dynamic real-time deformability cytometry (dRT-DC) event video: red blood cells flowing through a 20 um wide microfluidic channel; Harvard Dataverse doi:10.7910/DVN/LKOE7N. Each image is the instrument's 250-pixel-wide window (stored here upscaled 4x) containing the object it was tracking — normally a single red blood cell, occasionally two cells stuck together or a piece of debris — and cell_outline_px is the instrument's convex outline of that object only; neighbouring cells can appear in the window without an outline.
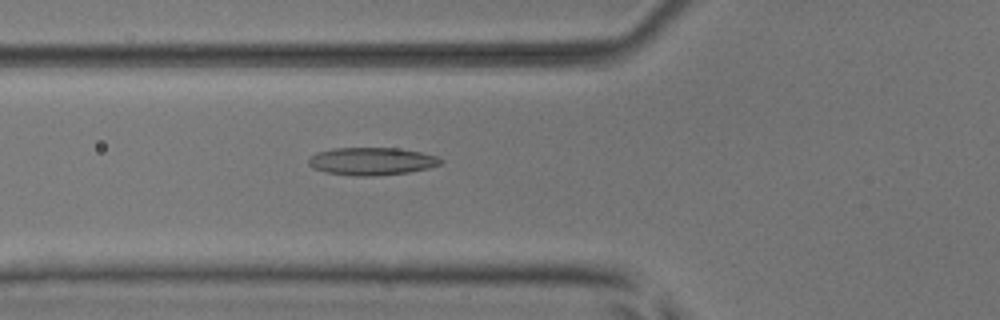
{"species": "common noctule bat (a hibernating species)", "species_latin": "Nyctalus noctula", "temperature_condition": "room temperature", "stored_images_in_passage": 51, "camera_frame_rate_fps": 3000, "um_per_image_px": 0.085, "animal": {"sex": "male", "body_mass_g": 17.9, "forearm_length_mm": 54.2}, "frame": {"image": 1, "passage_image": 18, "time_ms": 5.667, "image_size_px": [1000, 320], "cell_outline_px": [[444, 160], [440, 164], [428, 168], [408, 172], [376, 176], [352, 176], [328, 172], [312, 168], [308, 164], [308, 160], [316, 152], [332, 148], [396, 148], [420, 152], [436, 156]], "centroid_in_image_um": [31.58, 13.71], "position_along_channel_um": 94.2, "area_um2": 21.27}}
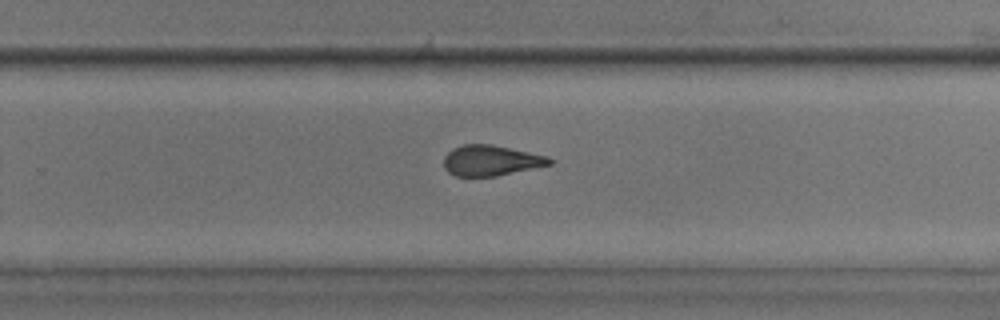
{"frame": {"image": 2, "passage_image": 33, "time_ms": 10.667, "image_size_px": [1000, 320], "cell_outline_px": [[552, 164], [496, 176], [456, 176], [448, 172], [444, 168], [444, 156], [452, 148], [464, 144], [492, 144], [548, 156], [552, 160]], "centroid_in_image_um": [41.71, 13.63], "position_along_channel_um": 288.1, "area_um2": 18.79}}
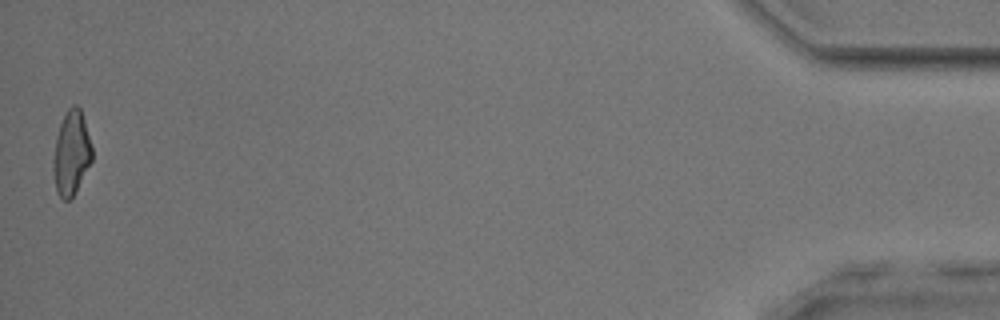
{"frame": {"image": 3, "passage_image": 51, "time_ms": 16.667, "image_size_px": [1000, 320], "cell_outline_px": [[92, 160], [72, 196], [68, 200], [64, 200], [56, 192], [52, 172], [52, 160], [56, 136], [60, 124], [68, 108], [72, 104], [76, 104], [80, 108], [84, 120], [92, 148]], "centroid_in_image_um": [6.03, 13.0], "position_along_channel_um": 429.2, "area_um2": 18.9}, "authors_computed_cell_mechanics": {"area_um2": 19.8254, "velocity_mm_per_s": 3.8847, "shape_relaxation_time_tau1_ms": 7.6722, "shape_relaxation_time_tau2_ms": 2.1877, "deformation_change_tau1": 0.2345, "deformation_change_tau2": 0.1181}}